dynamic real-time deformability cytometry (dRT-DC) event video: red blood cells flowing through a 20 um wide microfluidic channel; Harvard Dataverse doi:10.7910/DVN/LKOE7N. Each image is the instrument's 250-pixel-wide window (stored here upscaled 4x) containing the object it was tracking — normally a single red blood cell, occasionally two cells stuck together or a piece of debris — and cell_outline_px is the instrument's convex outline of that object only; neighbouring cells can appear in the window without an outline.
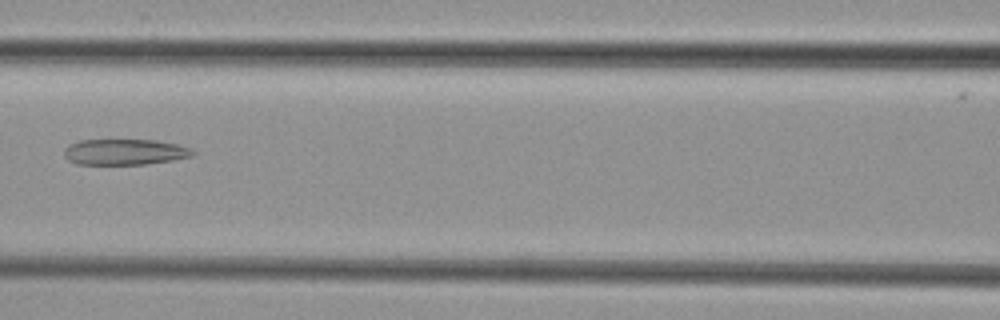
{"species": "common noctule bat (a hibernating species)", "species_latin": "Nyctalus noctula", "temperature_condition": "cold", "stored_images_in_passage": 7, "camera_frame_rate_fps": 3000, "um_per_image_px": 0.085, "animal": {"sex": "female", "body_mass_g": 29.2, "forearm_length_mm": 56.3}, "frame": {"image": 1, "passage_image": 7, "time_ms": 7.667, "image_size_px": [1000, 320], "cell_outline_px": [[196, 152], [192, 156], [172, 160], [144, 164], [76, 164], [68, 160], [64, 156], [64, 148], [68, 144], [80, 140], [156, 140], [176, 144], [192, 148]], "centroid_in_image_um": [10.58, 12.91], "position_along_channel_um": 156.0, "area_um2": 19.42}}